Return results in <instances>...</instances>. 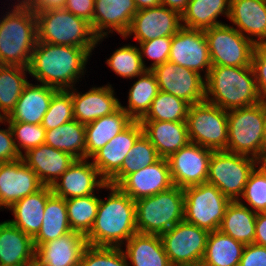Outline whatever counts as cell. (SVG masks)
<instances>
[{
  "label": "cell",
  "mask_w": 266,
  "mask_h": 266,
  "mask_svg": "<svg viewBox=\"0 0 266 266\" xmlns=\"http://www.w3.org/2000/svg\"><path fill=\"white\" fill-rule=\"evenodd\" d=\"M90 55L91 53L85 48L37 41L31 55L28 73L41 84L58 90L74 89L73 84H76L74 82L83 75Z\"/></svg>",
  "instance_id": "cell-1"
},
{
  "label": "cell",
  "mask_w": 266,
  "mask_h": 266,
  "mask_svg": "<svg viewBox=\"0 0 266 266\" xmlns=\"http://www.w3.org/2000/svg\"><path fill=\"white\" fill-rule=\"evenodd\" d=\"M111 190L106 201L100 199L97 215L85 236L88 245L121 247L123 241L137 233L135 200L118 186L106 183Z\"/></svg>",
  "instance_id": "cell-2"
},
{
  "label": "cell",
  "mask_w": 266,
  "mask_h": 266,
  "mask_svg": "<svg viewBox=\"0 0 266 266\" xmlns=\"http://www.w3.org/2000/svg\"><path fill=\"white\" fill-rule=\"evenodd\" d=\"M261 100L252 65L212 66L205 78V101L225 111L256 105Z\"/></svg>",
  "instance_id": "cell-3"
},
{
  "label": "cell",
  "mask_w": 266,
  "mask_h": 266,
  "mask_svg": "<svg viewBox=\"0 0 266 266\" xmlns=\"http://www.w3.org/2000/svg\"><path fill=\"white\" fill-rule=\"evenodd\" d=\"M0 20V64L27 67L38 41L35 12L24 3H17Z\"/></svg>",
  "instance_id": "cell-4"
},
{
  "label": "cell",
  "mask_w": 266,
  "mask_h": 266,
  "mask_svg": "<svg viewBox=\"0 0 266 266\" xmlns=\"http://www.w3.org/2000/svg\"><path fill=\"white\" fill-rule=\"evenodd\" d=\"M38 41L53 45L85 48L90 53L103 37H97L91 24L65 8L35 12Z\"/></svg>",
  "instance_id": "cell-5"
},
{
  "label": "cell",
  "mask_w": 266,
  "mask_h": 266,
  "mask_svg": "<svg viewBox=\"0 0 266 266\" xmlns=\"http://www.w3.org/2000/svg\"><path fill=\"white\" fill-rule=\"evenodd\" d=\"M137 233L161 235L184 221V190L177 186L135 201Z\"/></svg>",
  "instance_id": "cell-6"
},
{
  "label": "cell",
  "mask_w": 266,
  "mask_h": 266,
  "mask_svg": "<svg viewBox=\"0 0 266 266\" xmlns=\"http://www.w3.org/2000/svg\"><path fill=\"white\" fill-rule=\"evenodd\" d=\"M227 151L260 157L265 151L262 100L260 103L227 111Z\"/></svg>",
  "instance_id": "cell-7"
},
{
  "label": "cell",
  "mask_w": 266,
  "mask_h": 266,
  "mask_svg": "<svg viewBox=\"0 0 266 266\" xmlns=\"http://www.w3.org/2000/svg\"><path fill=\"white\" fill-rule=\"evenodd\" d=\"M183 190L184 221L209 232L219 230L231 200L215 185L207 182Z\"/></svg>",
  "instance_id": "cell-8"
},
{
  "label": "cell",
  "mask_w": 266,
  "mask_h": 266,
  "mask_svg": "<svg viewBox=\"0 0 266 266\" xmlns=\"http://www.w3.org/2000/svg\"><path fill=\"white\" fill-rule=\"evenodd\" d=\"M186 123L191 143L213 151H227V111L207 101L192 104L188 109Z\"/></svg>",
  "instance_id": "cell-9"
},
{
  "label": "cell",
  "mask_w": 266,
  "mask_h": 266,
  "mask_svg": "<svg viewBox=\"0 0 266 266\" xmlns=\"http://www.w3.org/2000/svg\"><path fill=\"white\" fill-rule=\"evenodd\" d=\"M255 165V158L226 150L213 151L207 183L215 185L231 201L241 200L239 197Z\"/></svg>",
  "instance_id": "cell-10"
},
{
  "label": "cell",
  "mask_w": 266,
  "mask_h": 266,
  "mask_svg": "<svg viewBox=\"0 0 266 266\" xmlns=\"http://www.w3.org/2000/svg\"><path fill=\"white\" fill-rule=\"evenodd\" d=\"M212 66H251L254 41L236 28L221 24L204 31Z\"/></svg>",
  "instance_id": "cell-11"
},
{
  "label": "cell",
  "mask_w": 266,
  "mask_h": 266,
  "mask_svg": "<svg viewBox=\"0 0 266 266\" xmlns=\"http://www.w3.org/2000/svg\"><path fill=\"white\" fill-rule=\"evenodd\" d=\"M209 231L182 221L160 235L172 266H200Z\"/></svg>",
  "instance_id": "cell-12"
},
{
  "label": "cell",
  "mask_w": 266,
  "mask_h": 266,
  "mask_svg": "<svg viewBox=\"0 0 266 266\" xmlns=\"http://www.w3.org/2000/svg\"><path fill=\"white\" fill-rule=\"evenodd\" d=\"M159 90L179 97L190 105L205 101V79L201 74L169 61L152 68Z\"/></svg>",
  "instance_id": "cell-13"
},
{
  "label": "cell",
  "mask_w": 266,
  "mask_h": 266,
  "mask_svg": "<svg viewBox=\"0 0 266 266\" xmlns=\"http://www.w3.org/2000/svg\"><path fill=\"white\" fill-rule=\"evenodd\" d=\"M213 150L189 143L167 160L174 186L182 189L207 182L209 162Z\"/></svg>",
  "instance_id": "cell-14"
},
{
  "label": "cell",
  "mask_w": 266,
  "mask_h": 266,
  "mask_svg": "<svg viewBox=\"0 0 266 266\" xmlns=\"http://www.w3.org/2000/svg\"><path fill=\"white\" fill-rule=\"evenodd\" d=\"M168 61L199 74L205 68L206 78L212 64L204 31L182 27L172 36Z\"/></svg>",
  "instance_id": "cell-15"
},
{
  "label": "cell",
  "mask_w": 266,
  "mask_h": 266,
  "mask_svg": "<svg viewBox=\"0 0 266 266\" xmlns=\"http://www.w3.org/2000/svg\"><path fill=\"white\" fill-rule=\"evenodd\" d=\"M182 17L163 5L137 10L124 38L134 33V39L145 42L160 37H172L182 28Z\"/></svg>",
  "instance_id": "cell-16"
},
{
  "label": "cell",
  "mask_w": 266,
  "mask_h": 266,
  "mask_svg": "<svg viewBox=\"0 0 266 266\" xmlns=\"http://www.w3.org/2000/svg\"><path fill=\"white\" fill-rule=\"evenodd\" d=\"M44 185L36 173L24 162L0 163V207L10 208L18 200L35 193Z\"/></svg>",
  "instance_id": "cell-17"
},
{
  "label": "cell",
  "mask_w": 266,
  "mask_h": 266,
  "mask_svg": "<svg viewBox=\"0 0 266 266\" xmlns=\"http://www.w3.org/2000/svg\"><path fill=\"white\" fill-rule=\"evenodd\" d=\"M142 134V124L133 121L90 157L94 159L92 163L98 169L100 178L108 182L121 169L128 152Z\"/></svg>",
  "instance_id": "cell-18"
},
{
  "label": "cell",
  "mask_w": 266,
  "mask_h": 266,
  "mask_svg": "<svg viewBox=\"0 0 266 266\" xmlns=\"http://www.w3.org/2000/svg\"><path fill=\"white\" fill-rule=\"evenodd\" d=\"M98 176V169L92 162H87V158L76 159L51 186V190L63 199L88 196L94 193L96 187L106 188L107 182L102 178L97 180Z\"/></svg>",
  "instance_id": "cell-19"
},
{
  "label": "cell",
  "mask_w": 266,
  "mask_h": 266,
  "mask_svg": "<svg viewBox=\"0 0 266 266\" xmlns=\"http://www.w3.org/2000/svg\"><path fill=\"white\" fill-rule=\"evenodd\" d=\"M173 185L168 160L160 158L152 165L128 175L118 187L131 199L138 200L170 189Z\"/></svg>",
  "instance_id": "cell-20"
},
{
  "label": "cell",
  "mask_w": 266,
  "mask_h": 266,
  "mask_svg": "<svg viewBox=\"0 0 266 266\" xmlns=\"http://www.w3.org/2000/svg\"><path fill=\"white\" fill-rule=\"evenodd\" d=\"M87 245L83 234L72 231L52 241L35 245V261L39 266H80Z\"/></svg>",
  "instance_id": "cell-21"
},
{
  "label": "cell",
  "mask_w": 266,
  "mask_h": 266,
  "mask_svg": "<svg viewBox=\"0 0 266 266\" xmlns=\"http://www.w3.org/2000/svg\"><path fill=\"white\" fill-rule=\"evenodd\" d=\"M24 162L36 173L44 186H52L75 162L71 154L42 144L22 155Z\"/></svg>",
  "instance_id": "cell-22"
},
{
  "label": "cell",
  "mask_w": 266,
  "mask_h": 266,
  "mask_svg": "<svg viewBox=\"0 0 266 266\" xmlns=\"http://www.w3.org/2000/svg\"><path fill=\"white\" fill-rule=\"evenodd\" d=\"M137 12L133 0H95L93 13V33L99 37L108 35L113 29L122 37L128 31L132 18Z\"/></svg>",
  "instance_id": "cell-23"
},
{
  "label": "cell",
  "mask_w": 266,
  "mask_h": 266,
  "mask_svg": "<svg viewBox=\"0 0 266 266\" xmlns=\"http://www.w3.org/2000/svg\"><path fill=\"white\" fill-rule=\"evenodd\" d=\"M75 90L71 91L74 118L84 125L112 114L121 105L114 97V90L109 84L105 87L91 88L84 94L77 93Z\"/></svg>",
  "instance_id": "cell-24"
},
{
  "label": "cell",
  "mask_w": 266,
  "mask_h": 266,
  "mask_svg": "<svg viewBox=\"0 0 266 266\" xmlns=\"http://www.w3.org/2000/svg\"><path fill=\"white\" fill-rule=\"evenodd\" d=\"M143 134L156 148L160 158L168 159L190 143L186 121L140 120Z\"/></svg>",
  "instance_id": "cell-25"
},
{
  "label": "cell",
  "mask_w": 266,
  "mask_h": 266,
  "mask_svg": "<svg viewBox=\"0 0 266 266\" xmlns=\"http://www.w3.org/2000/svg\"><path fill=\"white\" fill-rule=\"evenodd\" d=\"M32 237L12 225L0 223V266H24L35 260Z\"/></svg>",
  "instance_id": "cell-26"
},
{
  "label": "cell",
  "mask_w": 266,
  "mask_h": 266,
  "mask_svg": "<svg viewBox=\"0 0 266 266\" xmlns=\"http://www.w3.org/2000/svg\"><path fill=\"white\" fill-rule=\"evenodd\" d=\"M57 90L45 84L33 85L28 83L14 110L5 119L7 121L41 124L45 113L49 109L52 96Z\"/></svg>",
  "instance_id": "cell-27"
},
{
  "label": "cell",
  "mask_w": 266,
  "mask_h": 266,
  "mask_svg": "<svg viewBox=\"0 0 266 266\" xmlns=\"http://www.w3.org/2000/svg\"><path fill=\"white\" fill-rule=\"evenodd\" d=\"M52 194L50 186H43L35 193L18 200L9 210L13 211L15 219L9 222L18 229L34 238L43 222L45 205Z\"/></svg>",
  "instance_id": "cell-28"
},
{
  "label": "cell",
  "mask_w": 266,
  "mask_h": 266,
  "mask_svg": "<svg viewBox=\"0 0 266 266\" xmlns=\"http://www.w3.org/2000/svg\"><path fill=\"white\" fill-rule=\"evenodd\" d=\"M228 19L242 35H248V39L255 42L266 38V0H230Z\"/></svg>",
  "instance_id": "cell-29"
},
{
  "label": "cell",
  "mask_w": 266,
  "mask_h": 266,
  "mask_svg": "<svg viewBox=\"0 0 266 266\" xmlns=\"http://www.w3.org/2000/svg\"><path fill=\"white\" fill-rule=\"evenodd\" d=\"M133 121L120 106L112 114L86 124V158L89 159L116 135L125 130Z\"/></svg>",
  "instance_id": "cell-30"
},
{
  "label": "cell",
  "mask_w": 266,
  "mask_h": 266,
  "mask_svg": "<svg viewBox=\"0 0 266 266\" xmlns=\"http://www.w3.org/2000/svg\"><path fill=\"white\" fill-rule=\"evenodd\" d=\"M124 254L132 266H172L159 235L135 233L126 242Z\"/></svg>",
  "instance_id": "cell-31"
},
{
  "label": "cell",
  "mask_w": 266,
  "mask_h": 266,
  "mask_svg": "<svg viewBox=\"0 0 266 266\" xmlns=\"http://www.w3.org/2000/svg\"><path fill=\"white\" fill-rule=\"evenodd\" d=\"M257 213L240 200L231 201L226 207L219 230L245 245L253 244Z\"/></svg>",
  "instance_id": "cell-32"
},
{
  "label": "cell",
  "mask_w": 266,
  "mask_h": 266,
  "mask_svg": "<svg viewBox=\"0 0 266 266\" xmlns=\"http://www.w3.org/2000/svg\"><path fill=\"white\" fill-rule=\"evenodd\" d=\"M245 244L215 230L209 233L200 266H239Z\"/></svg>",
  "instance_id": "cell-33"
},
{
  "label": "cell",
  "mask_w": 266,
  "mask_h": 266,
  "mask_svg": "<svg viewBox=\"0 0 266 266\" xmlns=\"http://www.w3.org/2000/svg\"><path fill=\"white\" fill-rule=\"evenodd\" d=\"M230 0H190L181 15L182 22L189 29L207 30L223 23L217 21L220 14L229 17Z\"/></svg>",
  "instance_id": "cell-34"
},
{
  "label": "cell",
  "mask_w": 266,
  "mask_h": 266,
  "mask_svg": "<svg viewBox=\"0 0 266 266\" xmlns=\"http://www.w3.org/2000/svg\"><path fill=\"white\" fill-rule=\"evenodd\" d=\"M44 144L69 153L76 159H86L85 125L73 119L59 127L46 130Z\"/></svg>",
  "instance_id": "cell-35"
},
{
  "label": "cell",
  "mask_w": 266,
  "mask_h": 266,
  "mask_svg": "<svg viewBox=\"0 0 266 266\" xmlns=\"http://www.w3.org/2000/svg\"><path fill=\"white\" fill-rule=\"evenodd\" d=\"M70 232L72 230L69 225L65 199L52 193L45 205L41 228L33 238L34 245H41Z\"/></svg>",
  "instance_id": "cell-36"
},
{
  "label": "cell",
  "mask_w": 266,
  "mask_h": 266,
  "mask_svg": "<svg viewBox=\"0 0 266 266\" xmlns=\"http://www.w3.org/2000/svg\"><path fill=\"white\" fill-rule=\"evenodd\" d=\"M27 67L0 64V110L1 117L7 118L14 110L25 86L29 83L25 79Z\"/></svg>",
  "instance_id": "cell-37"
},
{
  "label": "cell",
  "mask_w": 266,
  "mask_h": 266,
  "mask_svg": "<svg viewBox=\"0 0 266 266\" xmlns=\"http://www.w3.org/2000/svg\"><path fill=\"white\" fill-rule=\"evenodd\" d=\"M138 77L140 79L138 78L128 93V108L120 105L134 121H140L146 115L159 92L156 77L151 70H146Z\"/></svg>",
  "instance_id": "cell-38"
},
{
  "label": "cell",
  "mask_w": 266,
  "mask_h": 266,
  "mask_svg": "<svg viewBox=\"0 0 266 266\" xmlns=\"http://www.w3.org/2000/svg\"><path fill=\"white\" fill-rule=\"evenodd\" d=\"M159 159L156 148L142 134L128 152L121 169L107 183L118 186L128 175L154 164Z\"/></svg>",
  "instance_id": "cell-39"
},
{
  "label": "cell",
  "mask_w": 266,
  "mask_h": 266,
  "mask_svg": "<svg viewBox=\"0 0 266 266\" xmlns=\"http://www.w3.org/2000/svg\"><path fill=\"white\" fill-rule=\"evenodd\" d=\"M100 199L91 194L65 199L69 225L72 231L86 236L94 223Z\"/></svg>",
  "instance_id": "cell-40"
},
{
  "label": "cell",
  "mask_w": 266,
  "mask_h": 266,
  "mask_svg": "<svg viewBox=\"0 0 266 266\" xmlns=\"http://www.w3.org/2000/svg\"><path fill=\"white\" fill-rule=\"evenodd\" d=\"M190 104L172 94L159 90L157 96L141 120L186 121Z\"/></svg>",
  "instance_id": "cell-41"
},
{
  "label": "cell",
  "mask_w": 266,
  "mask_h": 266,
  "mask_svg": "<svg viewBox=\"0 0 266 266\" xmlns=\"http://www.w3.org/2000/svg\"><path fill=\"white\" fill-rule=\"evenodd\" d=\"M106 63L117 75L125 78H136L148 70L139 48L131 45L116 49Z\"/></svg>",
  "instance_id": "cell-42"
},
{
  "label": "cell",
  "mask_w": 266,
  "mask_h": 266,
  "mask_svg": "<svg viewBox=\"0 0 266 266\" xmlns=\"http://www.w3.org/2000/svg\"><path fill=\"white\" fill-rule=\"evenodd\" d=\"M71 90L72 89L57 90L53 94L49 109L45 113L41 123L45 130L59 127L75 119Z\"/></svg>",
  "instance_id": "cell-43"
},
{
  "label": "cell",
  "mask_w": 266,
  "mask_h": 266,
  "mask_svg": "<svg viewBox=\"0 0 266 266\" xmlns=\"http://www.w3.org/2000/svg\"><path fill=\"white\" fill-rule=\"evenodd\" d=\"M121 247L87 245L80 266H129Z\"/></svg>",
  "instance_id": "cell-44"
},
{
  "label": "cell",
  "mask_w": 266,
  "mask_h": 266,
  "mask_svg": "<svg viewBox=\"0 0 266 266\" xmlns=\"http://www.w3.org/2000/svg\"><path fill=\"white\" fill-rule=\"evenodd\" d=\"M5 121L11 127L14 141L18 142H15L16 148L21 155L23 154L20 148H24L26 153L29 149L44 144L46 130L41 124L7 121L6 119Z\"/></svg>",
  "instance_id": "cell-45"
},
{
  "label": "cell",
  "mask_w": 266,
  "mask_h": 266,
  "mask_svg": "<svg viewBox=\"0 0 266 266\" xmlns=\"http://www.w3.org/2000/svg\"><path fill=\"white\" fill-rule=\"evenodd\" d=\"M242 198L254 208L253 212H266V178L257 167L248 178Z\"/></svg>",
  "instance_id": "cell-46"
},
{
  "label": "cell",
  "mask_w": 266,
  "mask_h": 266,
  "mask_svg": "<svg viewBox=\"0 0 266 266\" xmlns=\"http://www.w3.org/2000/svg\"><path fill=\"white\" fill-rule=\"evenodd\" d=\"M140 54L148 56L154 62L148 67V70L156 67L157 65L163 64L168 61L172 37H160L157 39H151L145 42H140ZM142 50V51H141Z\"/></svg>",
  "instance_id": "cell-47"
},
{
  "label": "cell",
  "mask_w": 266,
  "mask_h": 266,
  "mask_svg": "<svg viewBox=\"0 0 266 266\" xmlns=\"http://www.w3.org/2000/svg\"><path fill=\"white\" fill-rule=\"evenodd\" d=\"M252 68L259 94L262 98H266V38L254 43Z\"/></svg>",
  "instance_id": "cell-48"
},
{
  "label": "cell",
  "mask_w": 266,
  "mask_h": 266,
  "mask_svg": "<svg viewBox=\"0 0 266 266\" xmlns=\"http://www.w3.org/2000/svg\"><path fill=\"white\" fill-rule=\"evenodd\" d=\"M8 129H0V163L22 158L18 152L10 125Z\"/></svg>",
  "instance_id": "cell-49"
},
{
  "label": "cell",
  "mask_w": 266,
  "mask_h": 266,
  "mask_svg": "<svg viewBox=\"0 0 266 266\" xmlns=\"http://www.w3.org/2000/svg\"><path fill=\"white\" fill-rule=\"evenodd\" d=\"M239 266H266V247L254 243L245 245Z\"/></svg>",
  "instance_id": "cell-50"
},
{
  "label": "cell",
  "mask_w": 266,
  "mask_h": 266,
  "mask_svg": "<svg viewBox=\"0 0 266 266\" xmlns=\"http://www.w3.org/2000/svg\"><path fill=\"white\" fill-rule=\"evenodd\" d=\"M94 5L95 0H66L64 8L89 22L93 30Z\"/></svg>",
  "instance_id": "cell-51"
},
{
  "label": "cell",
  "mask_w": 266,
  "mask_h": 266,
  "mask_svg": "<svg viewBox=\"0 0 266 266\" xmlns=\"http://www.w3.org/2000/svg\"><path fill=\"white\" fill-rule=\"evenodd\" d=\"M66 0H27L24 4L34 12L51 8H64Z\"/></svg>",
  "instance_id": "cell-52"
},
{
  "label": "cell",
  "mask_w": 266,
  "mask_h": 266,
  "mask_svg": "<svg viewBox=\"0 0 266 266\" xmlns=\"http://www.w3.org/2000/svg\"><path fill=\"white\" fill-rule=\"evenodd\" d=\"M254 244L266 247V212L257 213Z\"/></svg>",
  "instance_id": "cell-53"
},
{
  "label": "cell",
  "mask_w": 266,
  "mask_h": 266,
  "mask_svg": "<svg viewBox=\"0 0 266 266\" xmlns=\"http://www.w3.org/2000/svg\"><path fill=\"white\" fill-rule=\"evenodd\" d=\"M189 1L190 0H161V5L182 15L187 9Z\"/></svg>",
  "instance_id": "cell-54"
},
{
  "label": "cell",
  "mask_w": 266,
  "mask_h": 266,
  "mask_svg": "<svg viewBox=\"0 0 266 266\" xmlns=\"http://www.w3.org/2000/svg\"><path fill=\"white\" fill-rule=\"evenodd\" d=\"M137 10L161 5V0H133Z\"/></svg>",
  "instance_id": "cell-55"
},
{
  "label": "cell",
  "mask_w": 266,
  "mask_h": 266,
  "mask_svg": "<svg viewBox=\"0 0 266 266\" xmlns=\"http://www.w3.org/2000/svg\"><path fill=\"white\" fill-rule=\"evenodd\" d=\"M255 161L256 165L262 164L258 169L266 178V151L260 157L256 158Z\"/></svg>",
  "instance_id": "cell-56"
},
{
  "label": "cell",
  "mask_w": 266,
  "mask_h": 266,
  "mask_svg": "<svg viewBox=\"0 0 266 266\" xmlns=\"http://www.w3.org/2000/svg\"><path fill=\"white\" fill-rule=\"evenodd\" d=\"M262 110H263V121H264V141L266 146V98H262Z\"/></svg>",
  "instance_id": "cell-57"
},
{
  "label": "cell",
  "mask_w": 266,
  "mask_h": 266,
  "mask_svg": "<svg viewBox=\"0 0 266 266\" xmlns=\"http://www.w3.org/2000/svg\"><path fill=\"white\" fill-rule=\"evenodd\" d=\"M24 266H39V264L34 260L33 262L26 264Z\"/></svg>",
  "instance_id": "cell-58"
},
{
  "label": "cell",
  "mask_w": 266,
  "mask_h": 266,
  "mask_svg": "<svg viewBox=\"0 0 266 266\" xmlns=\"http://www.w3.org/2000/svg\"><path fill=\"white\" fill-rule=\"evenodd\" d=\"M3 121V122H2ZM4 121H5V118H2L1 117V112H0V123H4Z\"/></svg>",
  "instance_id": "cell-59"
},
{
  "label": "cell",
  "mask_w": 266,
  "mask_h": 266,
  "mask_svg": "<svg viewBox=\"0 0 266 266\" xmlns=\"http://www.w3.org/2000/svg\"><path fill=\"white\" fill-rule=\"evenodd\" d=\"M27 0H22V1H20V3H25Z\"/></svg>",
  "instance_id": "cell-60"
}]
</instances>
